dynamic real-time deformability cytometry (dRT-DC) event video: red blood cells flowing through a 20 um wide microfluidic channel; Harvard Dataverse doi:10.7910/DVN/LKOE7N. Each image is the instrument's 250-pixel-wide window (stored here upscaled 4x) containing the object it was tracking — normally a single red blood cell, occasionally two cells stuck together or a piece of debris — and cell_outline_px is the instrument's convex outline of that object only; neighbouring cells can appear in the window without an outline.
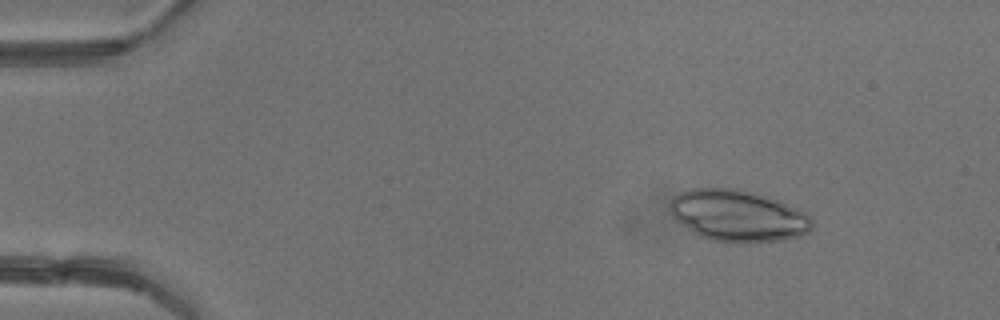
{"species": "common noctule bat (a hibernating species)", "species_latin": "Nyctalus noctula", "temperature_condition": "warm", "stored_images_in_passage": 4, "camera_frame_rate_fps": 3000, "um_per_image_px": 0.085, "animal": {"sex": "female"}, "frame": {"image": 1, "passage_image": 2, "time_ms": 1.0, "image_size_px": [1000, 320], "cell_outline_px": [[812, 228], [808, 232], [800, 236], [784, 240], [740, 244], [712, 240], [700, 236], [692, 232], [676, 220], [672, 216], [668, 208], [668, 204], [680, 192], [688, 188], [736, 188], [756, 192], [780, 200], [804, 212], [812, 220]], "centroid_in_image_um": [62.72, 18.34], "position_along_channel_um": 22.3, "area_um2": 43.29}}